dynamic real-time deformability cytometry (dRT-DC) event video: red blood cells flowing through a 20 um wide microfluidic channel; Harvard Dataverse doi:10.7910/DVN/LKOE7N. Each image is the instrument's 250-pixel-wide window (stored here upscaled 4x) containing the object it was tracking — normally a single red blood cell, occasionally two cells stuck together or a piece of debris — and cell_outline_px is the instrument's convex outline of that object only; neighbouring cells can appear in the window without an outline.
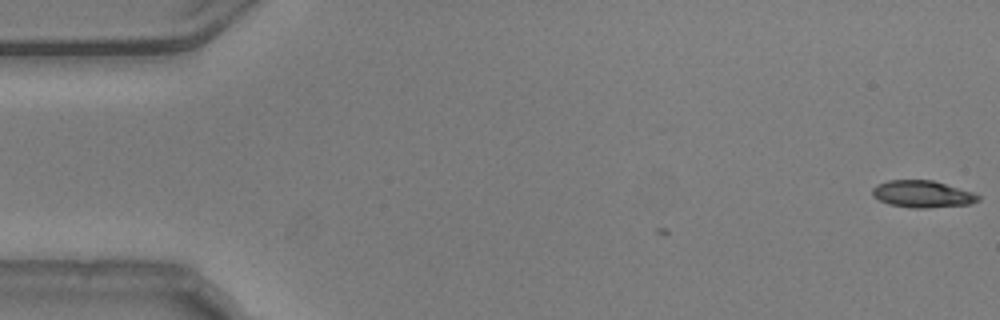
{"species": "common noctule bat (a hibernating species)", "species_latin": "Nyctalus noctula", "temperature_condition": "warm", "stored_images_in_passage": 3, "camera_frame_rate_fps": 3000, "um_per_image_px": 0.085, "animal": {"sex": "male", "body_mass_g": 20.5, "forearm_length_mm": 52.5}, "frame": {"image": 1, "passage_image": 3, "time_ms": 0.667, "image_size_px": [1000, 320], "cell_outline_px": [[980, 200], [968, 204], [928, 208], [912, 208], [888, 204], [872, 196], [872, 188], [876, 184], [888, 180], [932, 180], [972, 192], [980, 196]], "centroid_in_image_um": [78.36, 16.49], "position_along_channel_um": 6.6, "area_um2": 16.59}}